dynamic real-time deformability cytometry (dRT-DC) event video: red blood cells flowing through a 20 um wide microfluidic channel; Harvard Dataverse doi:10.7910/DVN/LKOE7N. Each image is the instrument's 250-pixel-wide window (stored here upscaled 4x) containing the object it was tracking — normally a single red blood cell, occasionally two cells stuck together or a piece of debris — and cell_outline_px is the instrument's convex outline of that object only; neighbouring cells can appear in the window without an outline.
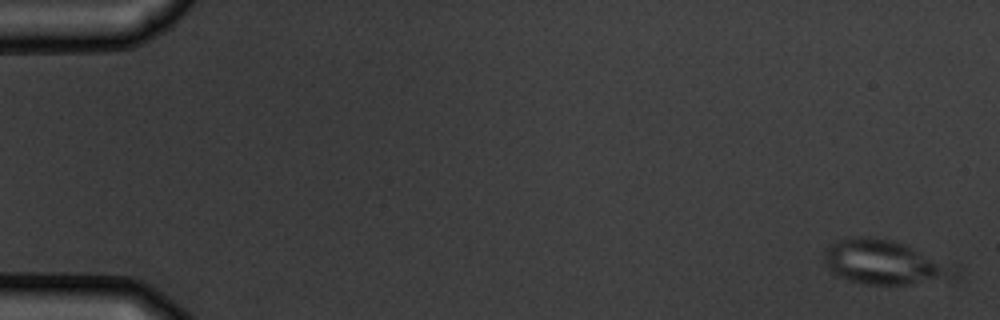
{"species": "common noctule bat (a hibernating species)", "species_latin": "Nyctalus noctula", "temperature_condition": "warm", "stored_images_in_passage": 6, "camera_frame_rate_fps": 3000, "um_per_image_px": 0.085, "animal": {"sex": "male", "body_mass_g": 19.5, "forearm_length_mm": 54.6}, "frame": {"image": 1, "passage_image": 1, "time_ms": 0.0, "image_size_px": [1000, 320], "cell_outline_px": [[956, 280], [908, 284], [868, 284], [852, 280], [840, 276], [832, 272], [824, 260], [824, 252], [832, 244], [840, 240], [852, 236], [864, 236], [892, 240], [904, 244], [956, 272]], "centroid_in_image_um": [75.08, 22.31], "position_along_channel_um": 9.9, "area_um2": 32.31}}